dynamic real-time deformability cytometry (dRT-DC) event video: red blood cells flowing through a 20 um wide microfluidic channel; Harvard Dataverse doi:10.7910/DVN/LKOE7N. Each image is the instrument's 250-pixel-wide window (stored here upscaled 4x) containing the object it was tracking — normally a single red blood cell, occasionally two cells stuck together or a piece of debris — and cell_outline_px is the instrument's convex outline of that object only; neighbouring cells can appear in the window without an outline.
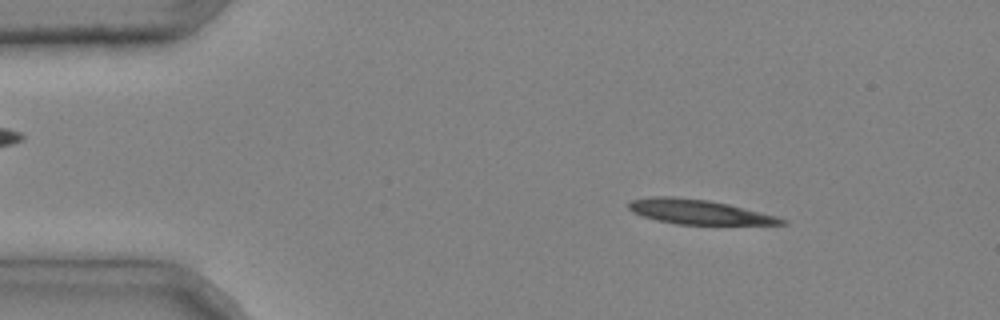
{"species": "common noctule bat (a hibernating species)", "species_latin": "Nyctalus noctula", "temperature_condition": "cold", "stored_images_in_passage": 5, "camera_frame_rate_fps": 3000, "um_per_image_px": 0.085, "animal": {"sex": "male", "body_mass_g": 20.4}, "frame": {"image": 1, "passage_image": 1, "time_ms": 0.0, "image_size_px": [1000, 320], "cell_outline_px": [[788, 224], [676, 224], [656, 220], [632, 212], [628, 208], [628, 204], [632, 200], [652, 196], [672, 196], [708, 200], [728, 204], [776, 216], [788, 220]], "centroid_in_image_um": [59.37, 18.0], "position_along_channel_um": 25.6, "area_um2": 21.68}}
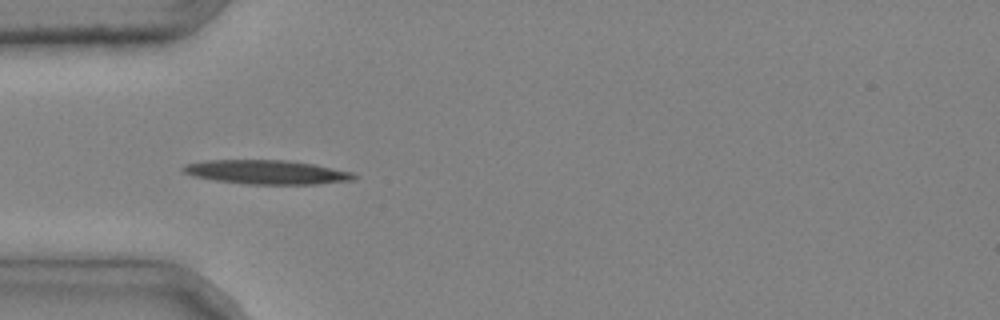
{"frame": {"image": 2, "passage_image": 3, "time_ms": 0.667, "image_size_px": [1000, 320], "cell_outline_px": [[360, 176], [356, 180], [316, 184], [244, 184], [216, 180], [192, 176], [180, 172], [180, 168], [184, 164], [204, 160], [288, 160], [316, 164], [352, 172]], "centroid_in_image_um": [22.67, 14.63], "position_along_channel_um": 62.3, "area_um2": 24.39}}